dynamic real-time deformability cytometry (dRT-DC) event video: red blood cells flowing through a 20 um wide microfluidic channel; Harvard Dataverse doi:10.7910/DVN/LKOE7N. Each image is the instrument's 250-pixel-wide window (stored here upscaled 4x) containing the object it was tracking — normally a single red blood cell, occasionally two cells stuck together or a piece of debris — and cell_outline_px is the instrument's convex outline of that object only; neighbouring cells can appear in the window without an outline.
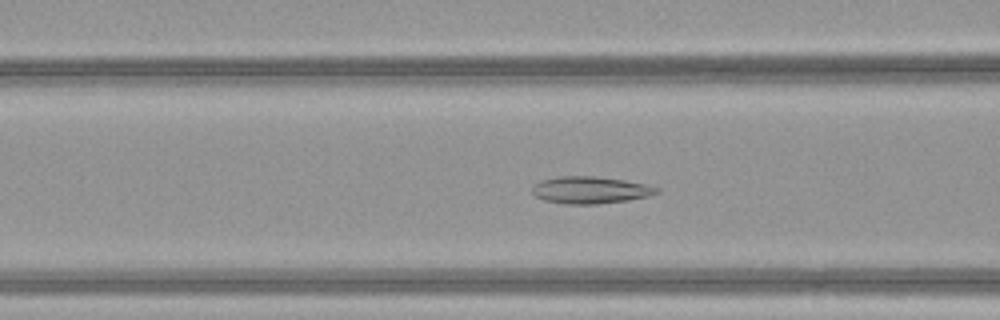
{"species": "common noctule bat (a hibernating species)", "species_latin": "Nyctalus noctula", "temperature_condition": "warm", "stored_images_in_passage": 50, "camera_frame_rate_fps": 3000, "um_per_image_px": 0.085, "animal": {"sex": "female", "body_mass_g": 21.9}, "frame": {"image": 1, "passage_image": 21, "time_ms": 6.667, "image_size_px": [1000, 320], "cell_outline_px": [[660, 192], [648, 196], [628, 200], [596, 204], [564, 204], [544, 200], [536, 196], [532, 192], [532, 184], [540, 180], [560, 176], [596, 176], [624, 180], [648, 184], [660, 188]], "centroid_in_image_um": [50.17, 16.14], "position_along_channel_um": 116.4, "area_um2": 19.83}}
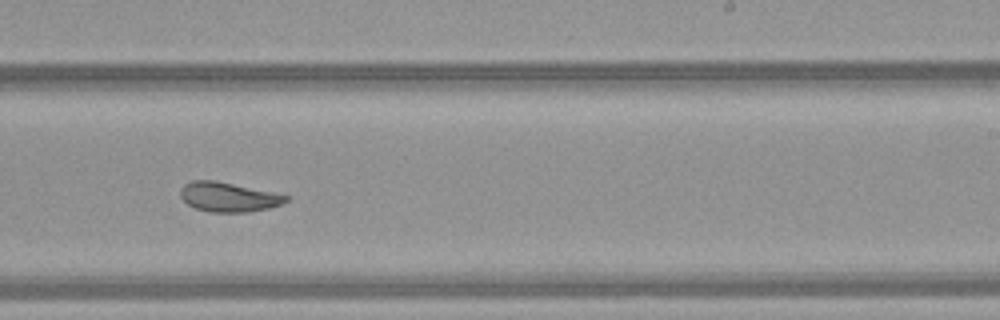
{"frame": {"image": 2, "passage_image": 32, "time_ms": 10.333, "image_size_px": [1000, 320], "cell_outline_px": [[288, 200], [280, 204], [268, 208], [248, 212], [212, 212], [196, 208], [188, 204], [180, 196], [180, 188], [184, 184], [192, 180], [212, 180], [272, 192], [288, 196]], "centroid_in_image_um": [19.37, 16.74], "position_along_channel_um": 269.6, "area_um2": 17.8}}
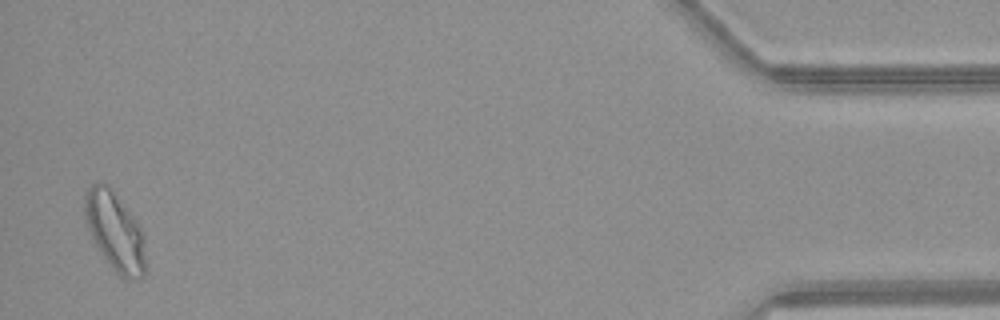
{"frame": {"image": 3, "passage_image": 49, "time_ms": 16.0, "image_size_px": [1000, 320], "cell_outline_px": [[144, 276], [132, 280], [120, 276], [112, 268], [100, 252], [84, 220], [84, 200], [88, 188], [92, 184], [108, 184], [112, 188], [132, 216], [140, 228], [144, 236]], "centroid_in_image_um": [9.75, 19.67], "position_along_channel_um": 425.4, "area_um2": 27.4}, "authors_computed_cell_mechanics": {"area_um2": 22.3397, "velocity_mm_per_s": 4.172, "shape_relaxation_time_tau1_ms": null, "shape_relaxation_time_tau2_ms": 1.8125, "deformation_change_tau1": null, "deformation_change_tau2": 0.0643}}